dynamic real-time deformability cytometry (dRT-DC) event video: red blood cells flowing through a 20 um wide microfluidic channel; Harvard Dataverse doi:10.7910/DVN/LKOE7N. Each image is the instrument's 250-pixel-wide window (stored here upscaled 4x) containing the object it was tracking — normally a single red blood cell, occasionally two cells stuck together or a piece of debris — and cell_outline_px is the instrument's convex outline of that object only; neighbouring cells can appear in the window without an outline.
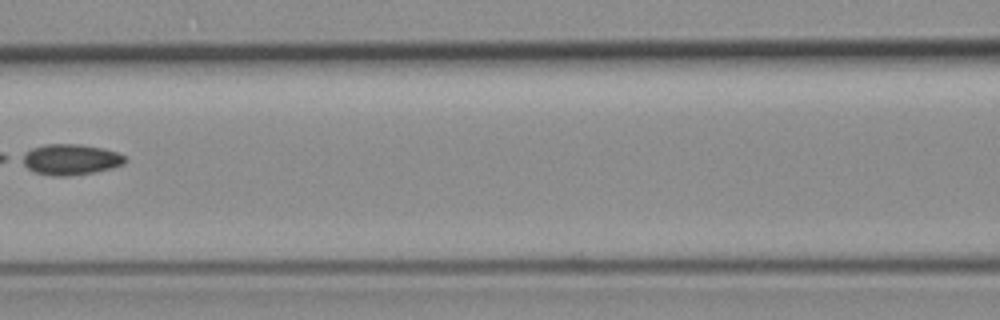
{"species": "common noctule bat (a hibernating species)", "species_latin": "Nyctalus noctula", "temperature_condition": "room temperature", "stored_images_in_passage": 5, "camera_frame_rate_fps": 3000, "um_per_image_px": 0.085, "animal": {"sex": "female", "body_mass_g": 19.3, "forearm_length_mm": 54.1}, "frame": {"image": 1, "passage_image": 4, "time_ms": 3.667, "image_size_px": [1000, 320], "cell_outline_px": [[128, 160], [124, 164], [112, 168], [92, 172], [64, 176], [52, 176], [36, 172], [28, 168], [16, 160], [16, 156], [32, 148], [44, 144], [76, 144], [104, 148], [116, 152], [124, 156]], "centroid_in_image_um": [5.91, 13.54], "position_along_channel_um": 160.7, "area_um2": 18.73}}
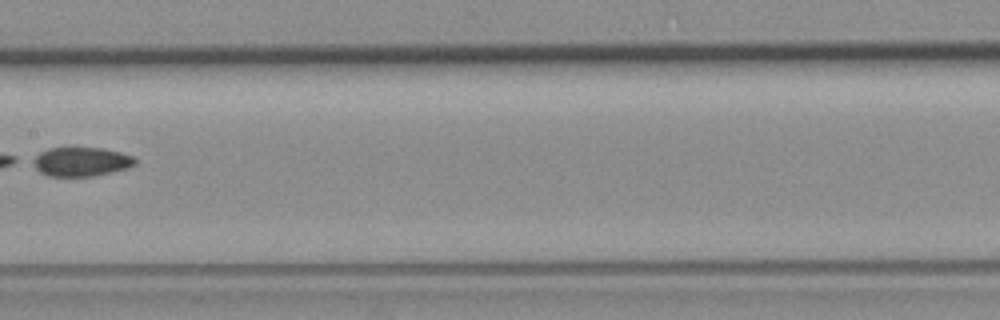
{"frame": {"image": 2, "passage_image": 5, "time_ms": 4.667, "image_size_px": [1000, 320], "cell_outline_px": [[136, 164], [128, 168], [112, 172], [92, 176], [48, 176], [40, 172], [28, 160], [32, 156], [40, 152], [52, 148], [100, 148], [120, 152], [132, 156], [136, 160]], "centroid_in_image_um": [6.85, 13.75], "position_along_channel_um": 200.6, "area_um2": 17.4}}